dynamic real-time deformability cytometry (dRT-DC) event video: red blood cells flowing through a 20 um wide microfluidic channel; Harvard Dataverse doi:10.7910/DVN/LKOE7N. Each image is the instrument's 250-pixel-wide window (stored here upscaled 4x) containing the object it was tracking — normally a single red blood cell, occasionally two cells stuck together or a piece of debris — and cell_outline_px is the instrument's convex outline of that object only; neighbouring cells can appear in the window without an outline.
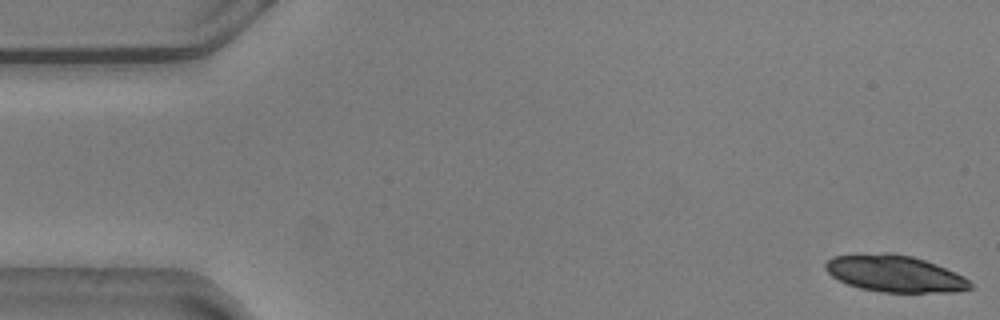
{"species": "common noctule bat (a hibernating species)", "species_latin": "Nyctalus noctula", "temperature_condition": "warm", "stored_images_in_passage": 9, "camera_frame_rate_fps": 3000, "um_per_image_px": 0.085, "animal": {"sex": "male", "body_mass_g": 20.5, "forearm_length_mm": 52.5}, "frame": {"image": 1, "passage_image": 1, "time_ms": 0.0, "image_size_px": [1000, 320], "cell_outline_px": [[972, 288], [960, 292], [880, 292], [860, 288], [848, 284], [832, 276], [824, 268], [824, 264], [832, 256], [884, 252], [892, 252], [912, 256], [936, 264], [956, 272], [964, 276], [972, 284]], "centroid_in_image_um": [76.07, 23.25], "position_along_channel_um": 8.9, "area_um2": 31.15}}